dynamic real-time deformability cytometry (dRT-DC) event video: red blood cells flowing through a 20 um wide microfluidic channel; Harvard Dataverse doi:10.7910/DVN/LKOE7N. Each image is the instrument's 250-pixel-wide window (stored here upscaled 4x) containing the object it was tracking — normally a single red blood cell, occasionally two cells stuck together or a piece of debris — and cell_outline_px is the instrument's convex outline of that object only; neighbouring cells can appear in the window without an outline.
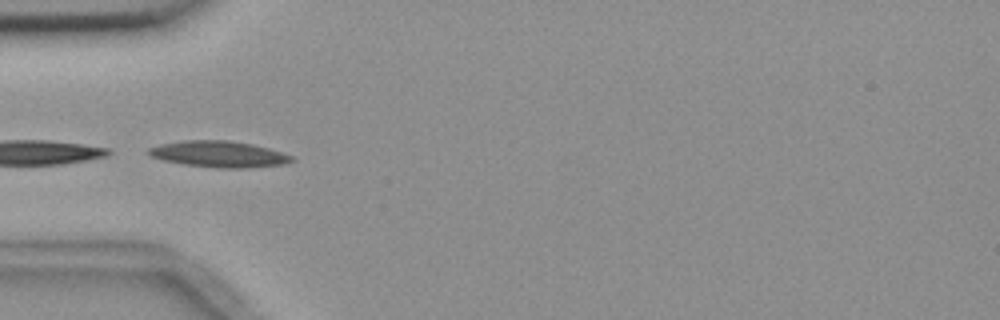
{"species": "common noctule bat (a hibernating species)", "species_latin": "Nyctalus noctula", "temperature_condition": "room temperature", "stored_images_in_passage": 8, "camera_frame_rate_fps": 3000, "um_per_image_px": 0.085, "animal": {"sex": "female", "body_mass_g": 18.4}, "frame": {"image": 1, "passage_image": 3, "time_ms": 2.333, "image_size_px": [1000, 320], "cell_outline_px": [[296, 160], [284, 164], [248, 168], [216, 168], [184, 164], [164, 160], [148, 156], [144, 152], [148, 148], [160, 144], [184, 140], [228, 140], [252, 144], [268, 148], [292, 156]], "centroid_in_image_um": [18.56, 13.1], "position_along_channel_um": 66.4, "area_um2": 22.02}}
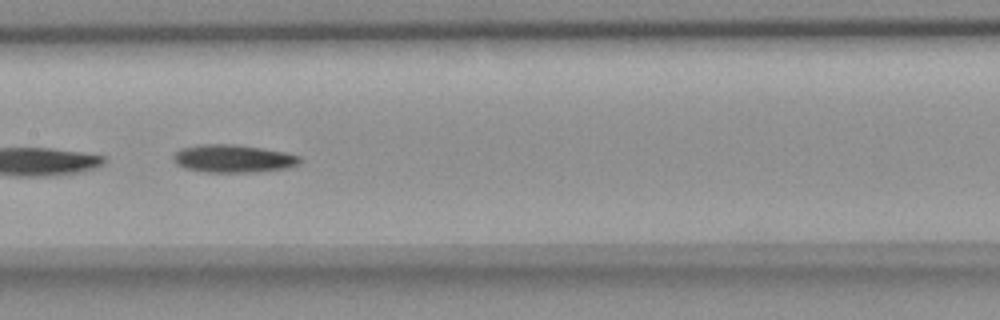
{"frame": {"image": 2, "passage_image": 6, "time_ms": 5.667, "image_size_px": [1000, 320], "cell_outline_px": [[304, 160], [300, 164], [292, 168], [256, 172], [204, 172], [184, 168], [176, 164], [172, 160], [172, 156], [180, 148], [200, 144], [236, 144], [284, 152], [300, 156]], "centroid_in_image_um": [19.84, 13.49], "position_along_channel_um": 187.6, "area_um2": 20.92}}
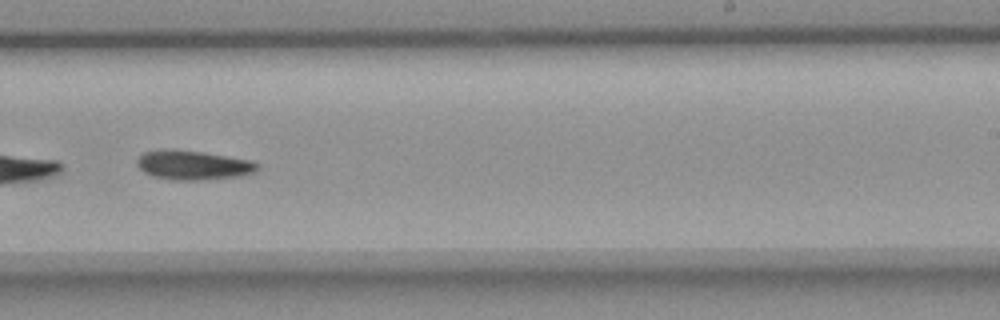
{"frame": {"image": 3, "passage_image": 8, "time_ms": 8.0, "image_size_px": [1000, 320], "cell_outline_px": [[260, 168], [256, 172], [240, 176], [200, 180], [172, 180], [152, 176], [144, 172], [136, 164], [136, 160], [144, 152], [204, 152], [252, 160], [260, 164]], "centroid_in_image_um": [16.52, 14.08], "position_along_channel_um": 272.5, "area_um2": 20.0}}